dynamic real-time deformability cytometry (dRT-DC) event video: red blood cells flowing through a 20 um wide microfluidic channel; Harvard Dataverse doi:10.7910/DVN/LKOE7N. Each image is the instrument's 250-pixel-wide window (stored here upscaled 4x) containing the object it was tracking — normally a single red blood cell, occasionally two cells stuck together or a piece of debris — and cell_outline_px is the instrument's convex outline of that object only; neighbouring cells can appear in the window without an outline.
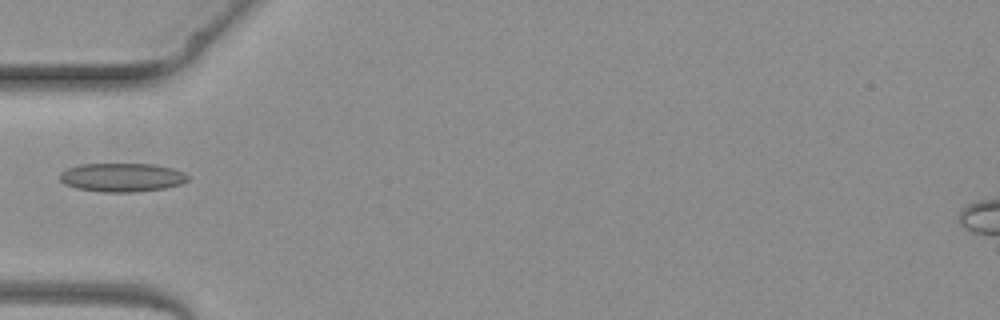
{"species": "common noctule bat (a hibernating species)", "species_latin": "Nyctalus noctula", "temperature_condition": "warm", "stored_images_in_passage": 4, "camera_frame_rate_fps": 3000, "um_per_image_px": 0.085, "animal": {"sex": "female", "body_mass_g": 19.3, "forearm_length_mm": 54.1}, "frame": {"image": 1, "passage_image": 4, "time_ms": 4.333, "image_size_px": [1000, 320], "cell_outline_px": [[188, 180], [180, 184], [164, 188], [132, 192], [100, 192], [76, 188], [64, 184], [60, 180], [60, 172], [68, 168], [80, 164], [156, 164], [172, 168], [184, 172], [188, 176]], "centroid_in_image_um": [10.35, 15.07], "position_along_channel_um": 74.7, "area_um2": 21.44}}